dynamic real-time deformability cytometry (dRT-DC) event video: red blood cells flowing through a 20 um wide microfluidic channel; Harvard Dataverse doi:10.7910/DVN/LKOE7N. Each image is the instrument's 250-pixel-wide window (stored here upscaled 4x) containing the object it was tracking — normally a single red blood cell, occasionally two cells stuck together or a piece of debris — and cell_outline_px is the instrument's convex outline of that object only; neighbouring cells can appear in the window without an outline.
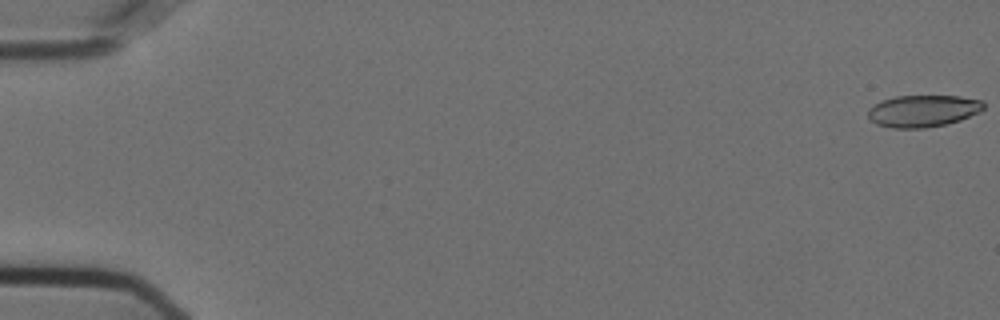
{"species": "Egyptian fruit bat (a non-hibernating species)", "species_latin": "Rousettus aegyptiacus", "temperature_condition": "cold", "stored_images_in_passage": 58, "camera_frame_rate_fps": 3000, "um_per_image_px": 0.085, "animal": {"sex": "female"}, "frame": {"image": 1, "passage_image": 1, "time_ms": 0.0, "image_size_px": [1000, 320], "cell_outline_px": [[984, 108], [980, 112], [960, 120], [944, 124], [924, 128], [892, 128], [876, 124], [868, 116], [868, 108], [872, 104], [880, 100], [896, 96], [960, 96], [980, 100], [984, 104]], "centroid_in_image_um": [78.42, 9.42], "position_along_channel_um": 6.6, "area_um2": 21.56}}
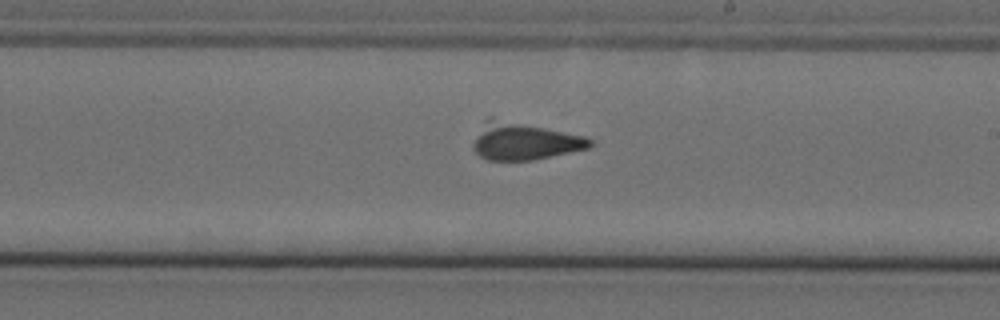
{"frame": {"image": 2, "passage_image": 34, "time_ms": 11.0, "image_size_px": [1000, 320], "cell_outline_px": [[592, 144], [588, 148], [532, 160], [488, 160], [480, 156], [472, 148], [472, 144], [484, 120], [488, 116], [492, 116], [584, 136], [592, 140]], "centroid_in_image_um": [44.5, 11.98], "position_along_channel_um": 244.5, "area_um2": 25.37}}
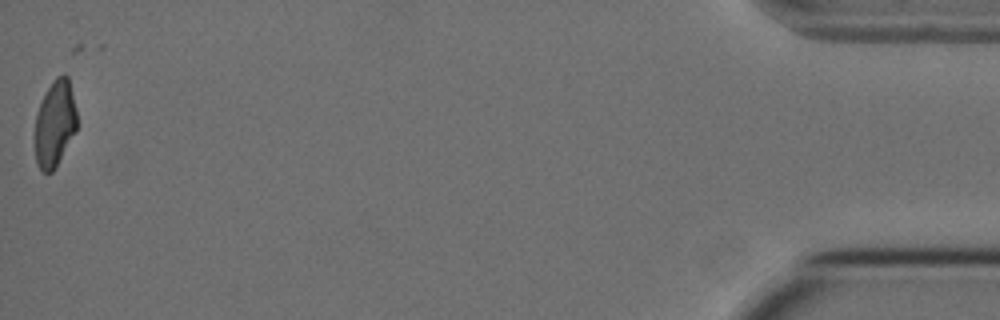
{"frame": {"image": 3, "passage_image": 57, "time_ms": 18.667, "image_size_px": [1000, 320], "cell_outline_px": [[76, 132], [56, 168], [52, 172], [44, 172], [36, 164], [36, 116], [40, 104], [52, 80], [56, 76], [64, 72], [68, 76], [76, 108]], "centroid_in_image_um": [4.69, 10.5], "position_along_channel_um": 430.5, "area_um2": 21.1}}